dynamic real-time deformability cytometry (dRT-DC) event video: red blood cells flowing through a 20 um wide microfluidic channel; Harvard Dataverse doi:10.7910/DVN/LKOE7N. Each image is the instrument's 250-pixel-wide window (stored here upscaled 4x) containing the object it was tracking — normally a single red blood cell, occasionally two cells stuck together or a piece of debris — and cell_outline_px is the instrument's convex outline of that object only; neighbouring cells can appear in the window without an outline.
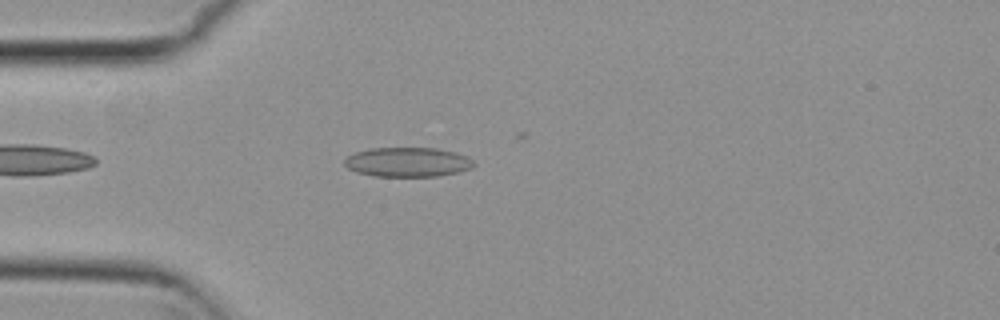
{"species": "common noctule bat (a hibernating species)", "species_latin": "Nyctalus noctula", "temperature_condition": "cold", "stored_images_in_passage": 5, "camera_frame_rate_fps": 3000, "um_per_image_px": 0.085, "animal": {"sex": "female", "body_mass_g": 29.2, "forearm_length_mm": 56.3}, "frame": {"image": 1, "passage_image": 1, "time_ms": 0.0, "image_size_px": [1000, 320], "cell_outline_px": [[476, 164], [472, 168], [456, 172], [436, 176], [376, 176], [356, 172], [348, 168], [344, 164], [344, 160], [348, 156], [356, 152], [372, 148], [436, 148], [456, 152], [468, 156]], "centroid_in_image_um": [34.67, 13.77], "position_along_channel_um": 50.3, "area_um2": 22.14}}